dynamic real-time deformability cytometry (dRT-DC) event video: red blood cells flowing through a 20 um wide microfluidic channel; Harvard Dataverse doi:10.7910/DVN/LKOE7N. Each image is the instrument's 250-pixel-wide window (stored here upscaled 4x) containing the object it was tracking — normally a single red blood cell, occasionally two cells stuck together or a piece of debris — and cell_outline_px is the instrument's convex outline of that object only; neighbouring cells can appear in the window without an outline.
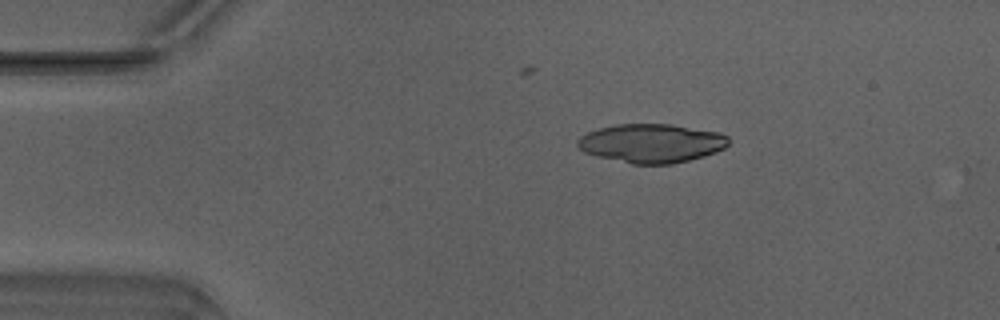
{"species": "Egyptian fruit bat (a non-hibernating species)", "species_latin": "Rousettus aegyptiacus", "temperature_condition": "warm", "stored_images_in_passage": 41, "camera_frame_rate_fps": 3000, "um_per_image_px": 0.085, "animal": {"sex": "male"}, "frame": {"image": 1, "passage_image": 1, "time_ms": 0.0, "image_size_px": [1000, 320], "cell_outline_px": [[728, 144], [724, 148], [716, 152], [704, 156], [672, 164], [632, 164], [596, 156], [584, 152], [576, 148], [576, 140], [580, 136], [588, 132], [600, 128], [616, 124], [672, 124], [720, 132], [728, 136]], "centroid_in_image_um": [55.35, 12.17], "position_along_channel_um": 29.6, "area_um2": 34.39}}